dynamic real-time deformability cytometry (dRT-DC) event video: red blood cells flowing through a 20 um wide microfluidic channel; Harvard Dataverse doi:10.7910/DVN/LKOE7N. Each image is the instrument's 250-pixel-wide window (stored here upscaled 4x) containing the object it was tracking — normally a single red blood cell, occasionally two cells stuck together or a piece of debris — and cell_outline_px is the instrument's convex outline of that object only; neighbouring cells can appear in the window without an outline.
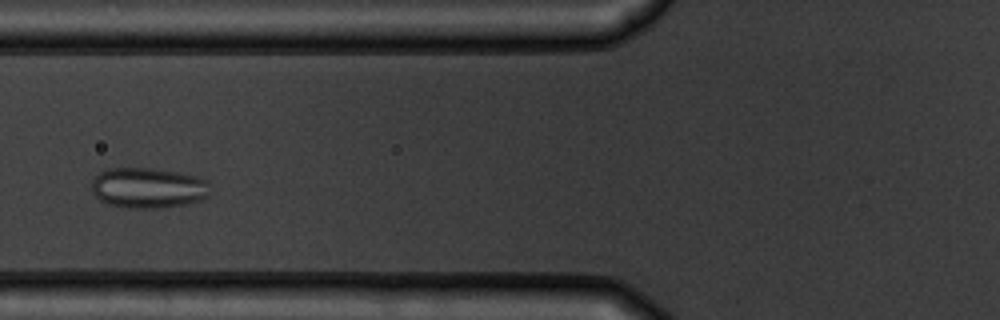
{"species": "common noctule bat (a hibernating species)", "species_latin": "Nyctalus noctula", "temperature_condition": "warm", "stored_images_in_passage": 6, "camera_frame_rate_fps": 3000, "um_per_image_px": 0.085, "animal": {"sex": "male", "body_mass_g": 19.5, "forearm_length_mm": 54.6}, "frame": {"image": 1, "passage_image": 4, "time_ms": 3.333, "image_size_px": [1000, 320], "cell_outline_px": [[208, 196], [204, 200], [188, 204], [164, 208], [128, 208], [108, 204], [100, 200], [92, 192], [92, 180], [100, 172], [108, 168], [152, 168], [176, 172], [196, 176], [208, 180]], "centroid_in_image_um": [12.6, 15.98], "position_along_channel_um": 113.2, "area_um2": 28.21}}